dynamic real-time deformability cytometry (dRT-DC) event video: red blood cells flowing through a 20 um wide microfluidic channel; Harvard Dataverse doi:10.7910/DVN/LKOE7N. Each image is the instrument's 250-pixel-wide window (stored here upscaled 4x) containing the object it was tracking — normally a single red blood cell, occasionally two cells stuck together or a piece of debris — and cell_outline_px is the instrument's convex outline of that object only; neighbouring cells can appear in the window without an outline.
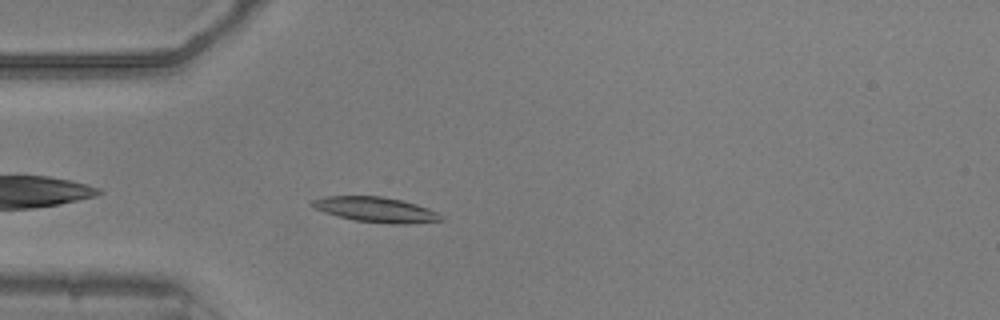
{"species": "common noctule bat (a hibernating species)", "species_latin": "Nyctalus noctula", "temperature_condition": "warm", "stored_images_in_passage": 33, "camera_frame_rate_fps": 3000, "um_per_image_px": 0.085, "animal": {"sex": "male", "body_mass_g": 20.5, "forearm_length_mm": 52.5}, "frame": {"image": 1, "passage_image": 3, "time_ms": 0.667, "image_size_px": [1000, 320], "cell_outline_px": [[444, 220], [408, 224], [392, 224], [352, 220], [324, 212], [312, 208], [308, 204], [308, 200], [324, 196], [380, 196], [400, 200], [416, 204], [428, 208], [444, 216]], "centroid_in_image_um": [31.88, 17.81], "position_along_channel_um": 53.1, "area_um2": 19.13}}
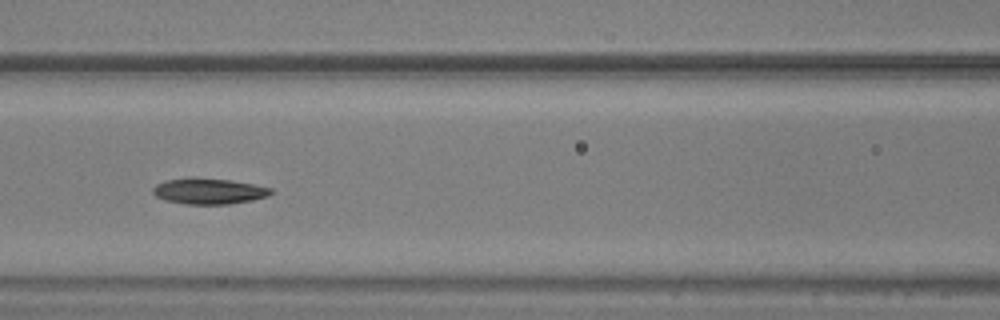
{"frame": {"image": 2, "passage_image": 11, "time_ms": 3.333, "image_size_px": [1000, 320], "cell_outline_px": [[272, 192], [268, 196], [252, 200], [228, 204], [184, 204], [164, 200], [156, 196], [152, 192], [152, 188], [156, 184], [164, 180], [188, 176], [196, 176], [228, 180], [252, 184], [272, 188]], "centroid_in_image_um": [17.68, 16.23], "position_along_channel_um": 148.9, "area_um2": 18.09}}
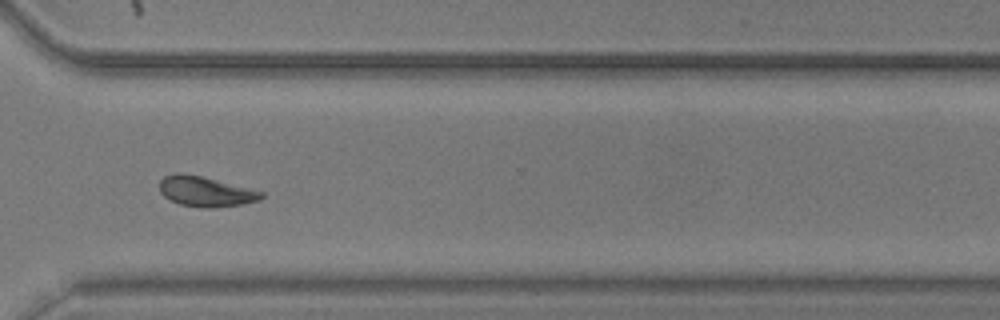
{"frame": {"image": 3, "passage_image": 27, "time_ms": 8.667, "image_size_px": [1000, 320], "cell_outline_px": [[264, 196], [260, 200], [240, 204], [208, 208], [200, 208], [180, 204], [164, 196], [160, 192], [160, 180], [164, 176], [176, 172], [180, 172], [200, 176], [264, 192]], "centroid_in_image_um": [17.44, 16.27], "position_along_channel_um": 353.2, "area_um2": 17.63}, "authors_computed_cell_mechanics": {"area_um2": 17.8602, "velocity_mm_per_s": 3.8373, "shape_relaxation_time_tau1_ms": 2.5135, "shape_relaxation_time_tau2_ms": 4.2477, "deformation_change_tau1": 0.1057, "deformation_change_tau2": 0.098}}